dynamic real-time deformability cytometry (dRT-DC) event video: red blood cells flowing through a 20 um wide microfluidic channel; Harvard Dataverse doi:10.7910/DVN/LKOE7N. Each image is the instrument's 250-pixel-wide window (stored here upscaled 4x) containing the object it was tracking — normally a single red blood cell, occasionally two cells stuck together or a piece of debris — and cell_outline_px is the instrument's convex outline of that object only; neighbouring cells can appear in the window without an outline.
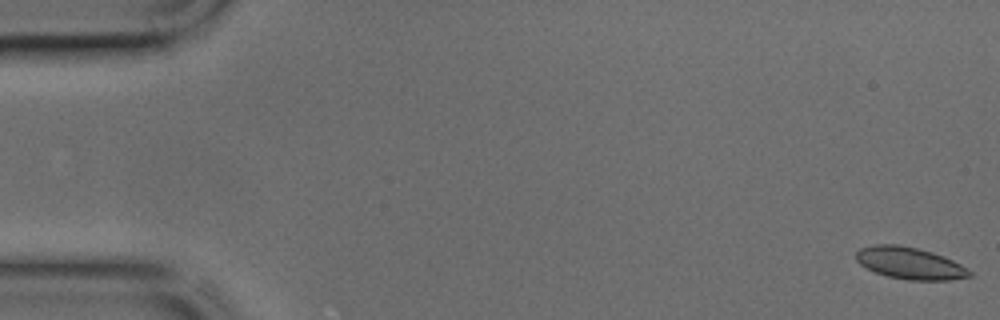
{"species": "common noctule bat (a hibernating species)", "species_latin": "Nyctalus noctula", "temperature_condition": "cold", "stored_images_in_passage": 44, "camera_frame_rate_fps": 3000, "um_per_image_px": 0.085, "animal": {"sex": "male", "body_mass_g": 17.9, "forearm_length_mm": 54.2}, "frame": {"image": 1, "passage_image": 1, "time_ms": 0.0, "image_size_px": [1000, 320], "cell_outline_px": [[972, 276], [948, 280], [908, 280], [888, 276], [876, 272], [860, 264], [856, 260], [856, 252], [860, 248], [876, 244], [896, 244], [916, 248], [932, 252], [944, 256], [960, 264], [972, 272]], "centroid_in_image_um": [77.34, 22.37], "position_along_channel_um": 7.7, "area_um2": 20.92}}
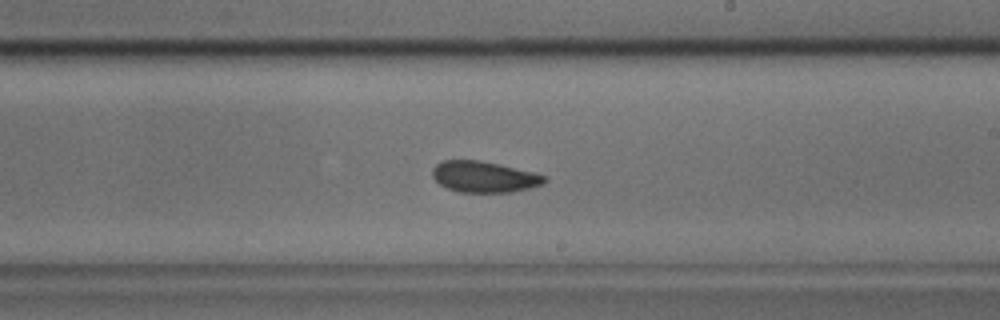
{"frame": {"image": 2, "passage_image": 26, "time_ms": 8.333, "image_size_px": [1000, 320], "cell_outline_px": [[548, 180], [544, 184], [512, 192], [456, 192], [440, 184], [432, 176], [432, 168], [436, 164], [444, 160], [480, 160], [500, 164], [532, 172], [544, 176]], "centroid_in_image_um": [41.13, 15.03], "position_along_channel_um": 247.9, "area_um2": 20.29}}
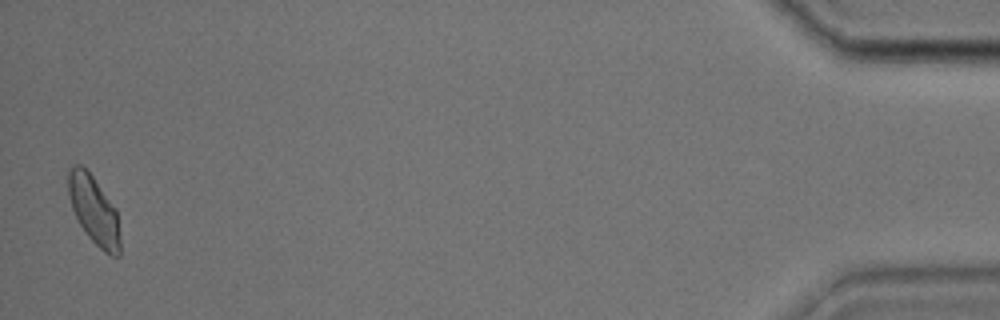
{"frame": {"image": 3, "passage_image": 44, "time_ms": 14.333, "image_size_px": [1000, 320], "cell_outline_px": [[120, 256], [112, 256], [104, 252], [88, 236], [80, 224], [72, 208], [68, 196], [68, 172], [76, 164], [80, 164], [92, 176], [116, 208], [120, 236]], "centroid_in_image_um": [8.0, 17.89], "position_along_channel_um": 427.2, "area_um2": 20.4}}